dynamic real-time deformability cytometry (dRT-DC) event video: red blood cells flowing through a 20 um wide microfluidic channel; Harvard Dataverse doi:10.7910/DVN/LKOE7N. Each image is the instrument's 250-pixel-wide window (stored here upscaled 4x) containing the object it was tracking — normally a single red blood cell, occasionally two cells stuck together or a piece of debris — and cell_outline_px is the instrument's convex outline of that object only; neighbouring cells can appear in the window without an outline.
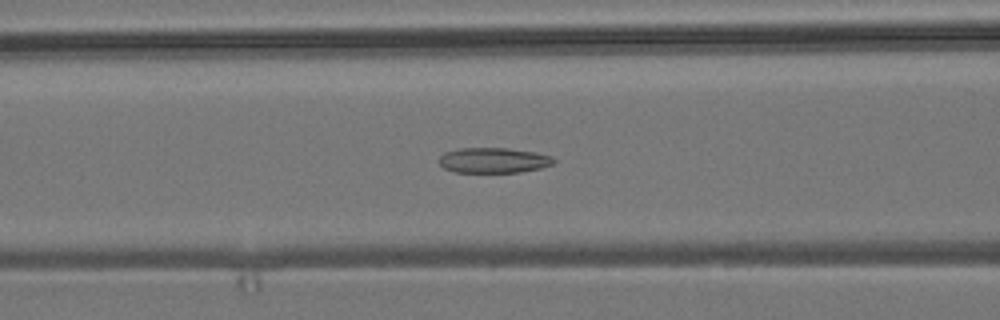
{"species": "common noctule bat (a hibernating species)", "species_latin": "Nyctalus noctula", "temperature_condition": "room temperature", "stored_images_in_passage": 41, "camera_frame_rate_fps": 3000, "um_per_image_px": 0.085, "animal": {"sex": "male", "body_mass_g": 19.2, "forearm_length_mm": 51.8}, "frame": {"image": 1, "passage_image": 8, "time_ms": 2.333, "image_size_px": [1000, 320], "cell_outline_px": [[556, 164], [540, 168], [520, 172], [456, 172], [444, 168], [440, 164], [440, 156], [444, 152], [460, 148], [508, 148], [536, 152], [552, 156], [556, 160]], "centroid_in_image_um": [42.0, 13.62], "position_along_channel_um": 124.6, "area_um2": 16.99}}
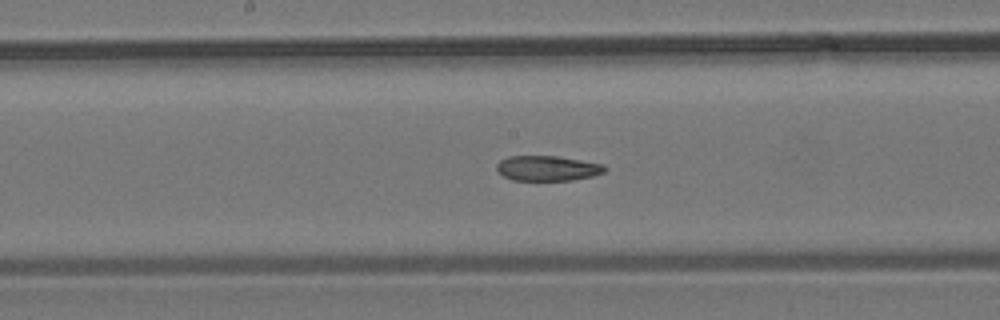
{"frame": {"image": 2, "passage_image": 14, "time_ms": 4.333, "image_size_px": [1000, 320], "cell_outline_px": [[608, 168], [604, 172], [592, 176], [572, 180], [512, 180], [496, 172], [496, 164], [500, 160], [508, 156], [556, 156], [604, 164]], "centroid_in_image_um": [46.51, 14.3], "position_along_channel_um": 201.7, "area_um2": 15.9}}
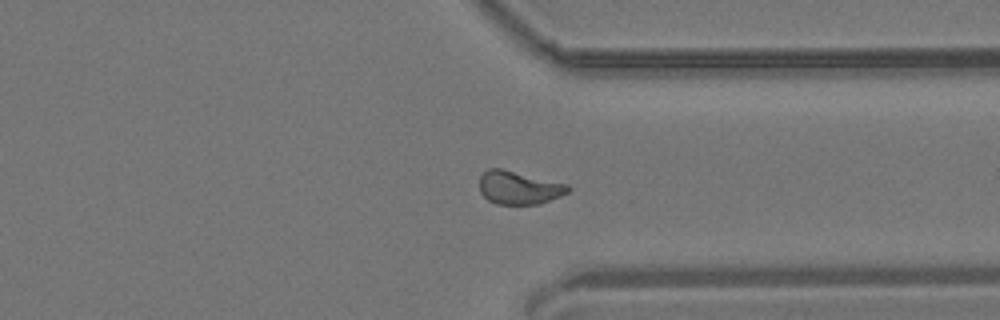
{"frame": {"image": 3, "passage_image": 27, "time_ms": 8.667, "image_size_px": [1000, 320], "cell_outline_px": [[572, 188], [568, 192], [560, 196], [540, 204], [496, 204], [488, 200], [480, 192], [480, 176], [488, 168], [504, 168], [568, 184]], "centroid_in_image_um": [44.12, 15.94], "position_along_channel_um": 367.3, "area_um2": 17.34}, "authors_computed_cell_mechanics": {"area_um2": 17.051, "velocity_mm_per_s": 3.8553, "shape_relaxation_time_tau1_ms": null, "shape_relaxation_time_tau2_ms": 3.194, "deformation_change_tau1": null, "deformation_change_tau2": 0.0943}}